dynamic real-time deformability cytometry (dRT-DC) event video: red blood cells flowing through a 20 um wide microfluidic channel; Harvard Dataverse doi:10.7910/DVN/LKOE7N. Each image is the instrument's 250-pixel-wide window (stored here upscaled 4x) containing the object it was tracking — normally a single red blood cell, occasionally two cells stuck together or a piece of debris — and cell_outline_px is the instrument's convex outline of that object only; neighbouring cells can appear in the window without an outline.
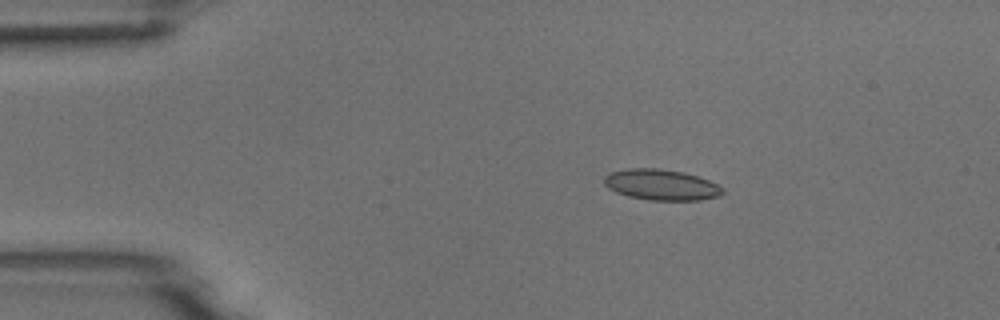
{"species": "common noctule bat (a hibernating species)", "species_latin": "Nyctalus noctula", "temperature_condition": "room temperature", "stored_images_in_passage": 6, "camera_frame_rate_fps": 3000, "um_per_image_px": 0.085, "animal": {"sex": "male", "body_mass_g": 18.8}, "frame": {"image": 1, "passage_image": 3, "time_ms": 2.333, "image_size_px": [1000, 320], "cell_outline_px": [[724, 192], [720, 196], [700, 200], [648, 200], [628, 196], [616, 192], [608, 188], [604, 184], [604, 176], [612, 172], [628, 168], [656, 168], [684, 172], [708, 180], [724, 188]], "centroid_in_image_um": [56.21, 15.71], "position_along_channel_um": 28.8, "area_um2": 21.27}}
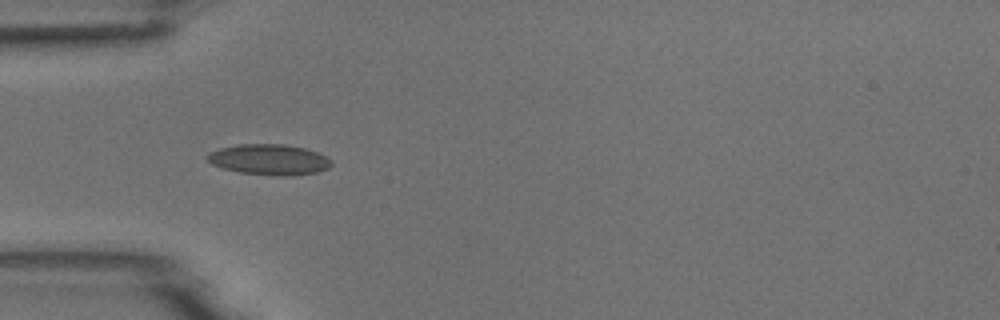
{"frame": {"image": 2, "passage_image": 5, "time_ms": 4.667, "image_size_px": [1000, 320], "cell_outline_px": [[332, 164], [328, 168], [316, 172], [292, 176], [280, 176], [240, 172], [224, 168], [212, 164], [204, 156], [208, 152], [220, 148], [236, 144], [284, 144], [304, 148], [316, 152], [332, 160]], "centroid_in_image_um": [22.86, 13.56], "position_along_channel_um": 62.1, "area_um2": 22.14}}